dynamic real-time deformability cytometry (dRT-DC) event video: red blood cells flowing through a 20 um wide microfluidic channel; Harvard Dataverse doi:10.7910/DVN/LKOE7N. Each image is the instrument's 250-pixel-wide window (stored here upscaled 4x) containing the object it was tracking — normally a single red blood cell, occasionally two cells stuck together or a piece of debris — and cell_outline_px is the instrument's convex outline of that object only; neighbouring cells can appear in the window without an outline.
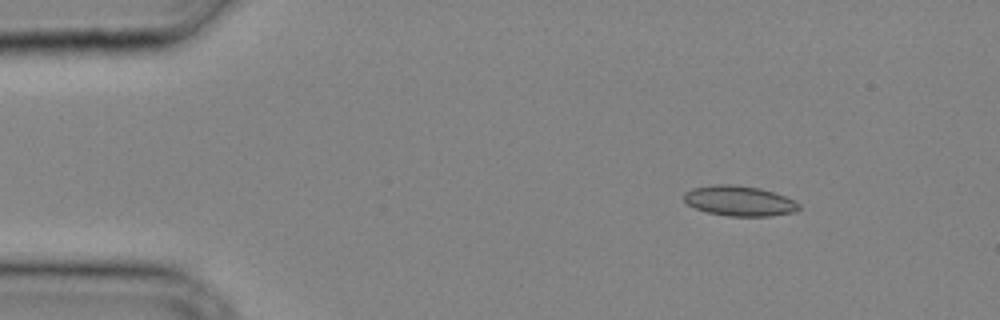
{"species": "common noctule bat (a hibernating species)", "species_latin": "Nyctalus noctula", "temperature_condition": "cold", "stored_images_in_passage": 31, "camera_frame_rate_fps": 3000, "um_per_image_px": 0.085, "animal": {"sex": "male", "body_mass_g": 20.4}, "frame": {"image": 1, "passage_image": 3, "time_ms": 0.667, "image_size_px": [1000, 320], "cell_outline_px": [[800, 208], [796, 212], [772, 216], [728, 216], [708, 212], [696, 208], [688, 204], [684, 200], [684, 192], [692, 188], [716, 184], [728, 184], [760, 188], [796, 200], [800, 204]], "centroid_in_image_um": [62.87, 17.08], "position_along_channel_um": 22.1, "area_um2": 20.23}}
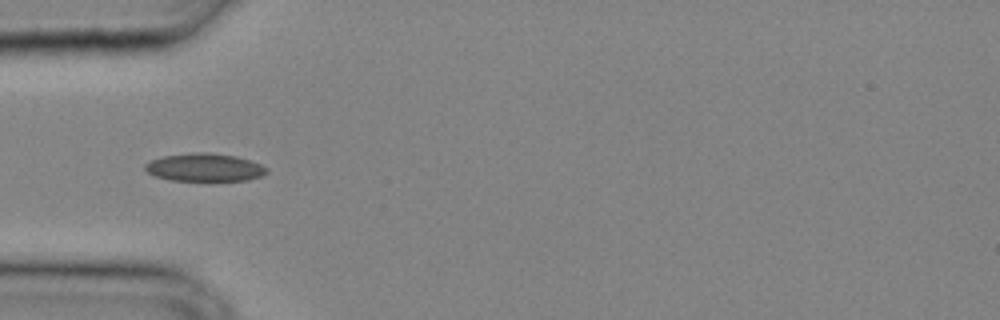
{"frame": {"image": 2, "passage_image": 9, "time_ms": 2.667, "image_size_px": [1000, 320], "cell_outline_px": [[268, 172], [260, 176], [248, 180], [172, 180], [156, 176], [148, 172], [144, 168], [144, 164], [152, 160], [164, 156], [192, 152], [208, 152], [236, 156], [260, 164], [268, 168]], "centroid_in_image_um": [17.39, 14.22], "position_along_channel_um": 67.6, "area_um2": 19.59}}
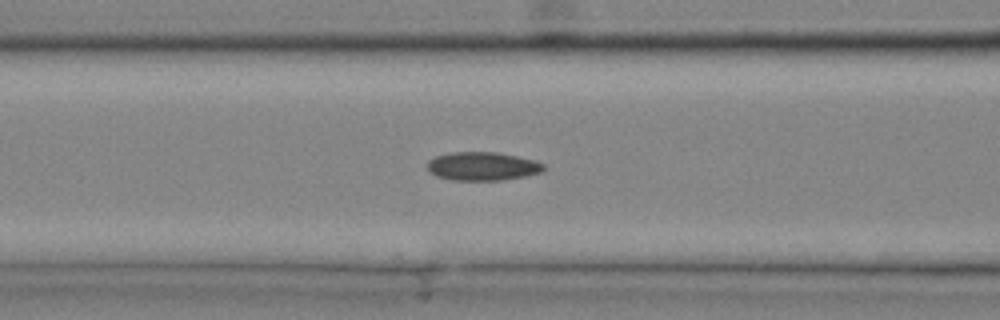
{"frame": {"image": 3, "passage_image": 12, "time_ms": 3.667, "image_size_px": [1000, 320], "cell_outline_px": [[544, 168], [540, 172], [524, 176], [500, 180], [452, 180], [436, 176], [428, 168], [428, 160], [436, 156], [452, 152], [496, 152], [536, 160], [544, 164]], "centroid_in_image_um": [41.01, 14.12], "position_along_channel_um": 125.6, "area_um2": 19.13}}